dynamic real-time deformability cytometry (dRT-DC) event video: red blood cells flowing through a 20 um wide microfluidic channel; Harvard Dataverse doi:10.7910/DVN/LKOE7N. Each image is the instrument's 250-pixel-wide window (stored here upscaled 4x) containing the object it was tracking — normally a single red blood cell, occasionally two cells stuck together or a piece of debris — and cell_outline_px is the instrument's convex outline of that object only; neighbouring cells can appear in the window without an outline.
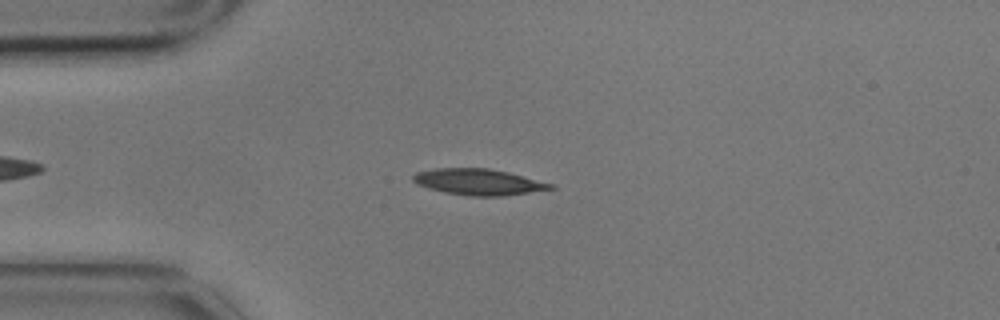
{"species": "common noctule bat (a hibernating species)", "species_latin": "Nyctalus noctula", "temperature_condition": "cold", "stored_images_in_passage": 6, "camera_frame_rate_fps": 3000, "um_per_image_px": 0.085, "animal": {"sex": "male", "body_mass_g": 17.9}, "frame": {"image": 1, "passage_image": 4, "time_ms": 1.0, "image_size_px": [1000, 320], "cell_outline_px": [[556, 188], [504, 196], [468, 196], [444, 192], [428, 188], [416, 184], [412, 180], [412, 176], [416, 172], [436, 168], [488, 168], [508, 172], [552, 184]], "centroid_in_image_um": [40.62, 15.47], "position_along_channel_um": 44.4, "area_um2": 20.87}}